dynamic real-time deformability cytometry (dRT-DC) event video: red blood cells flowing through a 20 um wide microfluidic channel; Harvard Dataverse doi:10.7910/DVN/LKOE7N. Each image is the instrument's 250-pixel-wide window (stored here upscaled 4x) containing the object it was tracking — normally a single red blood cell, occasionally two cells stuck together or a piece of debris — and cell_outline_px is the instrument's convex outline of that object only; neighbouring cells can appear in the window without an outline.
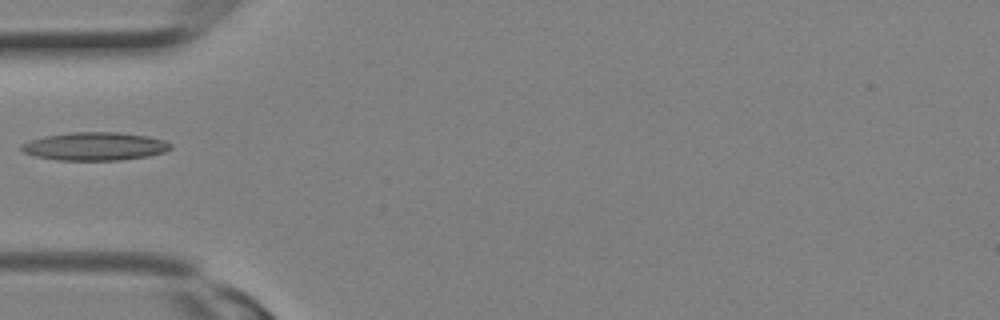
{"species": "Egyptian fruit bat (a non-hibernating species)", "species_latin": "Rousettus aegyptiacus", "temperature_condition": "room temperature", "stored_images_in_passage": 2, "camera_frame_rate_fps": 3000, "um_per_image_px": 0.085, "animal": {"sex": "female"}, "frame": {"image": 1, "passage_image": 2, "time_ms": 0.333, "image_size_px": [1000, 320], "cell_outline_px": [[172, 148], [164, 152], [148, 156], [120, 160], [56, 160], [36, 156], [24, 152], [20, 148], [20, 144], [44, 136], [68, 132], [120, 132], [148, 136], [164, 140], [172, 144]], "centroid_in_image_um": [8.08, 12.43], "position_along_channel_um": 76.9, "area_um2": 24.57}}